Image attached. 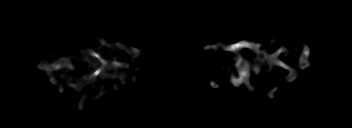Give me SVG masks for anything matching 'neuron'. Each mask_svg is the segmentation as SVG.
<instances>
[{
  "instance_id": "obj_1",
  "label": "neuron",
  "mask_w": 352,
  "mask_h": 128,
  "mask_svg": "<svg viewBox=\"0 0 352 128\" xmlns=\"http://www.w3.org/2000/svg\"><path fill=\"white\" fill-rule=\"evenodd\" d=\"M226 15L227 16H231V11L229 9H226ZM93 39H96L98 42H100V45L103 46V48H107V47H111V49L107 50L105 53L109 56L108 59H104L103 55L100 54L98 51V49L102 48L100 46H97L96 49L97 51H95L92 48H88L85 50H81V51H74V54H71V57H67L65 58L64 56L61 57L58 60H55L54 63H49V60H44L42 61L39 65H36L35 67L37 69H39V71H44L47 73V79L54 85L58 86V91L60 93H65L67 92L68 88H73L74 90H78V92H81V89L84 88L86 85H90V87L92 88L93 92H89L88 94L84 93L82 94L81 98L79 99L78 105L76 106V108L83 110L84 109V104H85V99L87 97H91L90 98V103H92L93 101H95L96 99L101 98L104 95H108V91H105V87L109 86L110 89H112L114 92L119 91L120 87L117 84L114 83H102L100 87H96V85H93L91 82L96 81V80H103L104 78H109V79H113V78H117L119 77V81L120 84H125L126 86L129 84L128 81H125V79L129 77L132 78V82H136L137 81V75H135V73H140L141 67L140 65H137L134 69H130V72H128L129 68H131V66L134 64H136V55H141L142 54V50L138 49L136 47H130L127 50V53L130 54H135V56L131 55L129 57H127L126 59H122L121 60H117L120 59L121 56L118 55L116 57H114L112 55L113 51H115V48H120L122 49H126L125 44H121L118 41L113 42V44L110 46L109 42L107 41V39H103V37H97L96 35H93ZM271 42L273 44H279V41L277 39H271ZM215 46V48L219 47L221 48V42L220 40H218V43L216 45H212ZM259 46L262 47V44H256L254 45L252 42H248V41H242L239 43H234V44H228V46L226 47V49H228V51H237L239 48H244V49H250L253 52H260L258 50ZM303 50L301 52V54H299L298 59H299V65L297 66L300 70H304L305 68L311 66V62L309 61L308 57L311 54L310 53V49L308 48V45H306V43L302 44ZM213 47L210 46H203V48L201 49L204 53V51H208L210 49H212ZM290 50H287L285 47L279 48L274 54L270 55L271 56V62L270 65H277V66H281L283 68H285L286 70H288V75L286 80H288V83H290V81L297 79L299 77V73H296L294 71V69L292 67L289 66V64H284L283 62L277 60V56H279L281 53H284V57L288 58V54L292 53L288 52ZM83 57V58H81ZM237 66H238V72H239V77H232L231 79V83L233 84L234 87H239L240 84L244 83L246 84V86H249V95L251 92H253V89H256V91H258L259 89H261V86L259 84H252L254 86H251V84L249 85V77H250V73L248 70V59L246 60H242L240 58V56H238L237 54L235 55V57H232ZM70 59H74L75 60V64L77 65H72L70 64ZM84 59V62L88 63V68L85 67V69H88V72H81L78 73L80 75V80H78L77 83L72 82V80H69V78H71V72L73 73L74 70V66H80L79 65V60ZM92 59H94V61H92ZM259 61V62H258ZM265 62V57H263V59L258 60V58H256V61H254L253 68L255 69L254 73H259V68L261 65V63ZM95 68V69H93ZM121 70V75L122 76H118L119 75V69ZM61 70H63V73L66 74H61ZM107 70L112 71V72H107ZM62 76L63 79H65V77L68 78V81L65 82V88H62L60 85V79L59 77ZM210 85L214 88L219 87L217 84H215L213 81L210 82ZM277 87H279V85L277 84V86H275L272 89H269L267 91V95L263 98V100H267V99H273V94L274 92L277 90ZM97 88H100L99 93L95 96L94 91H97Z\"/></svg>"
}]
</instances>
